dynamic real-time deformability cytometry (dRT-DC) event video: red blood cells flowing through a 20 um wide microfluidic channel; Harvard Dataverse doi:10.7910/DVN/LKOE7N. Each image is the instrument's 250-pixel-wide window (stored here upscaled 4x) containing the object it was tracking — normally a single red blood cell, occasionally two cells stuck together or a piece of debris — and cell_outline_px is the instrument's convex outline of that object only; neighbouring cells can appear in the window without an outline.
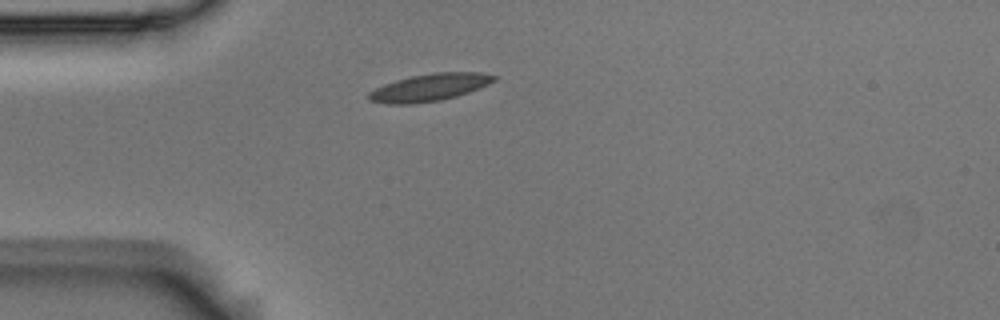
{"species": "Egyptian fruit bat (a non-hibernating species)", "species_latin": "Rousettus aegyptiacus", "temperature_condition": "room temperature", "stored_images_in_passage": 1, "camera_frame_rate_fps": 3000, "um_per_image_px": 0.085, "animal": {"sex": "male"}, "frame": {"image": 1, "passage_image": 1, "time_ms": 0.0, "image_size_px": [1000, 320], "cell_outline_px": [[500, 76], [496, 80], [488, 84], [468, 92], [456, 96], [440, 100], [412, 104], [388, 104], [368, 100], [368, 92], [384, 84], [396, 80], [412, 76], [432, 72], [480, 72]], "centroid_in_image_um": [36.52, 7.42], "position_along_channel_um": 48.5, "area_um2": 19.94}}